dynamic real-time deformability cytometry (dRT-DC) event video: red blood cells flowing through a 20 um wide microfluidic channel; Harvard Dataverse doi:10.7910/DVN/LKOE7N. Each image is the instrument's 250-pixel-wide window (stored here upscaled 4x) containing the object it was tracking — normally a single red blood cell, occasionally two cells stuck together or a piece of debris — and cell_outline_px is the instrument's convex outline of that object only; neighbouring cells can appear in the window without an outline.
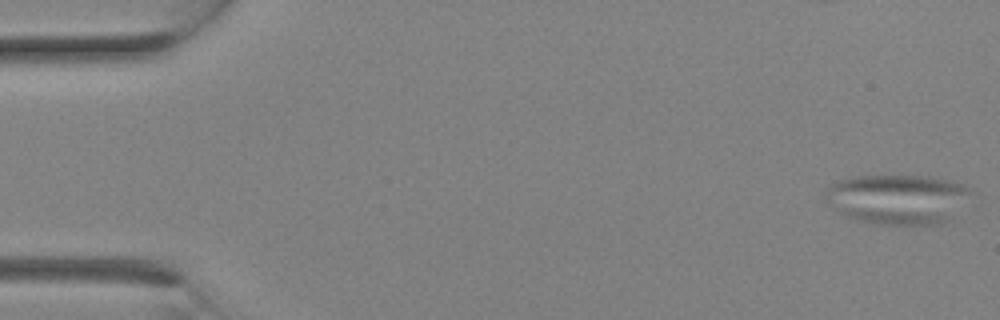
{"species": "Egyptian fruit bat (a non-hibernating species)", "species_latin": "Rousettus aegyptiacus", "temperature_condition": "room temperature", "stored_images_in_passage": 20, "camera_frame_rate_fps": 3000, "um_per_image_px": 0.085, "animal": {"sex": "female"}, "frame": {"image": 1, "passage_image": 1, "time_ms": 0.0, "image_size_px": [1000, 320], "cell_outline_px": [[968, 192], [956, 220], [944, 224], [872, 224], [852, 220], [844, 216], [828, 204], [824, 200], [824, 192], [828, 184], [840, 180], [860, 176], [928, 176], [948, 180], [964, 184], [968, 188]], "centroid_in_image_um": [76.26, 16.95], "position_along_channel_um": 8.7, "area_um2": 42.89}}